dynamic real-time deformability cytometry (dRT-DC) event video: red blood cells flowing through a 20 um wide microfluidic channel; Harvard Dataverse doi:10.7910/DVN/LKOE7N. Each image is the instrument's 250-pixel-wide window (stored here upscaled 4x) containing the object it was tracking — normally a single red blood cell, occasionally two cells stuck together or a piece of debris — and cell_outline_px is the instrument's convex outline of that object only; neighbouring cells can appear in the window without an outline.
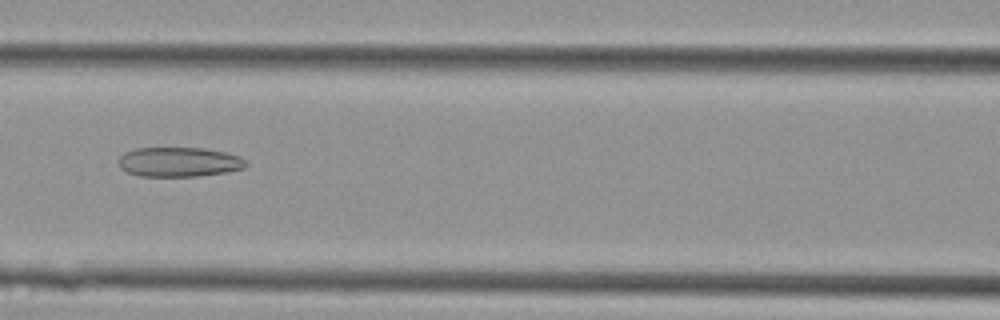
{"species": "Egyptian fruit bat (a non-hibernating species)", "species_latin": "Rousettus aegyptiacus", "temperature_condition": "cold", "stored_images_in_passage": 43, "camera_frame_rate_fps": 3000, "um_per_image_px": 0.085, "animal": {"sex": "female"}, "frame": {"image": 1, "passage_image": 19, "time_ms": 6.0, "image_size_px": [1000, 320], "cell_outline_px": [[248, 164], [244, 168], [228, 172], [196, 176], [140, 176], [124, 172], [120, 168], [120, 156], [124, 152], [136, 148], [204, 148], [224, 152], [240, 156]], "centroid_in_image_um": [15.21, 13.77], "position_along_channel_um": 151.4, "area_um2": 22.02}}
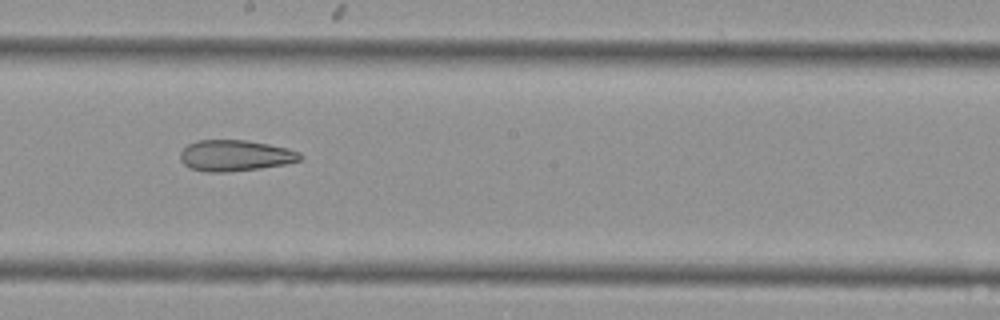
{"frame": {"image": 2, "passage_image": 24, "time_ms": 7.667, "image_size_px": [1000, 320], "cell_outline_px": [[304, 156], [300, 160], [284, 164], [260, 168], [228, 172], [208, 172], [192, 168], [184, 164], [180, 160], [180, 152], [188, 144], [196, 140], [248, 140], [288, 148], [300, 152]], "centroid_in_image_um": [20.0, 13.21], "position_along_channel_um": 228.2, "area_um2": 21.73}}
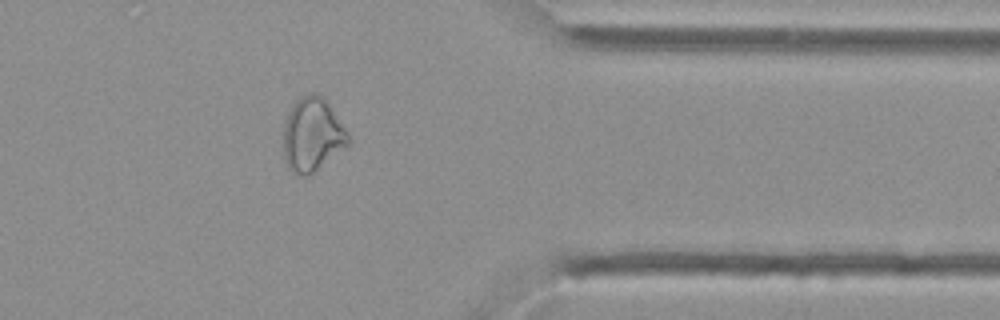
{"frame": {"image": 3, "passage_image": 35, "time_ms": 11.333, "image_size_px": [1000, 320], "cell_outline_px": [[352, 140], [348, 144], [308, 176], [300, 176], [292, 172], [288, 168], [284, 160], [284, 120], [292, 104], [300, 96], [308, 92], [316, 92], [328, 104]], "centroid_in_image_um": [26.5, 11.44], "position_along_channel_um": 384.9, "area_um2": 27.57}}